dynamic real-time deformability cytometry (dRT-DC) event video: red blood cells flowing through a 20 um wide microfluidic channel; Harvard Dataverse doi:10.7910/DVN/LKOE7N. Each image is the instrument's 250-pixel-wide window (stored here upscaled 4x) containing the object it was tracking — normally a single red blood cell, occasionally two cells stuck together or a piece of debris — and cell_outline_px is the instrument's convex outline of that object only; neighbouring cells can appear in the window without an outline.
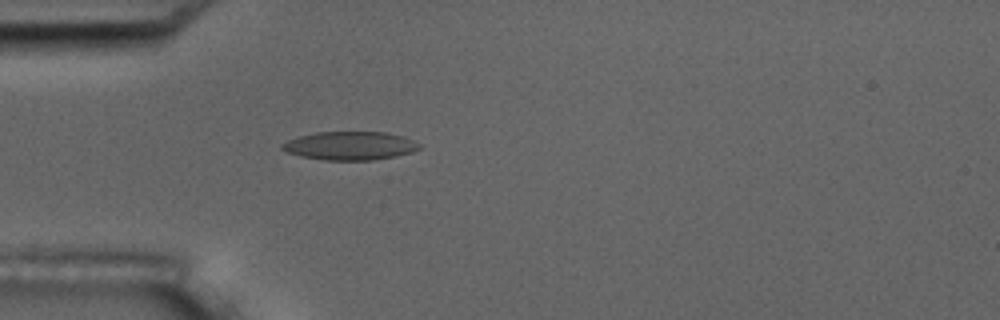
{"species": "common noctule bat (a hibernating species)", "species_latin": "Nyctalus noctula", "temperature_condition": "room temperature", "stored_images_in_passage": 4, "camera_frame_rate_fps": 3000, "um_per_image_px": 0.085, "animal": {"sex": "male", "body_mass_g": 17.5, "forearm_length_mm": 52.3}, "frame": {"image": 1, "passage_image": 4, "time_ms": 4.0, "image_size_px": [1000, 320], "cell_outline_px": [[420, 148], [412, 152], [396, 156], [372, 160], [324, 160], [300, 156], [288, 152], [280, 148], [280, 144], [296, 136], [316, 132], [384, 132], [404, 136], [420, 144]], "centroid_in_image_um": [29.72, 12.38], "position_along_channel_um": 55.3, "area_um2": 22.83}}